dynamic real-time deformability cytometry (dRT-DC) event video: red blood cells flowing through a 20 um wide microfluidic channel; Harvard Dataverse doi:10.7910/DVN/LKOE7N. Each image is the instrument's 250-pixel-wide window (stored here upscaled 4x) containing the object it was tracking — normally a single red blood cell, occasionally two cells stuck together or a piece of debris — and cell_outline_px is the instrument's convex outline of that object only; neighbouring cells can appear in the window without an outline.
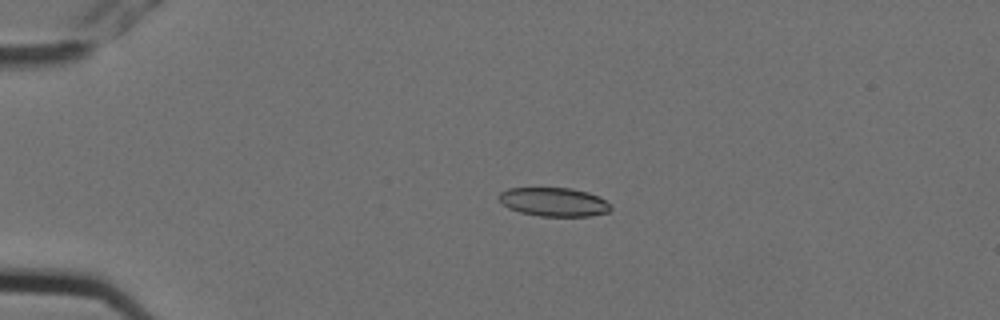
{"species": "Egyptian fruit bat (a non-hibernating species)", "species_latin": "Rousettus aegyptiacus", "temperature_condition": "cold", "stored_images_in_passage": 6, "camera_frame_rate_fps": 3000, "um_per_image_px": 0.085, "animal": {"sex": "female"}, "frame": {"image": 1, "passage_image": 4, "time_ms": 1.0, "image_size_px": [1000, 320], "cell_outline_px": [[612, 208], [608, 212], [588, 216], [540, 216], [520, 212], [508, 208], [496, 196], [500, 192], [508, 188], [572, 188], [588, 192], [600, 196], [612, 204]], "centroid_in_image_um": [47.1, 17.16], "position_along_channel_um": 37.9, "area_um2": 18.9}}
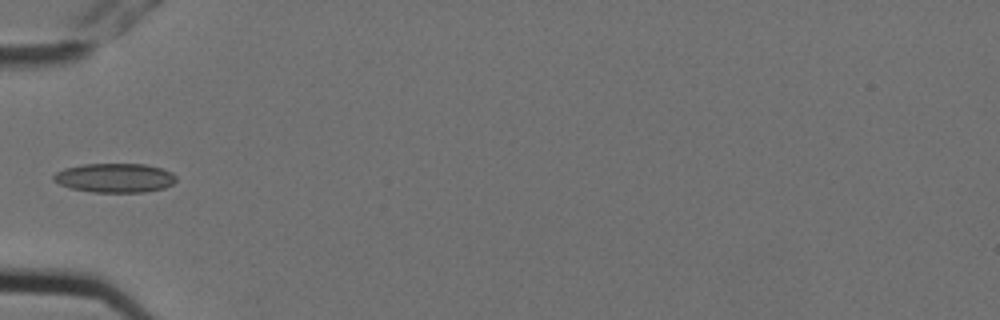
{"frame": {"image": 2, "passage_image": 6, "time_ms": 1.667, "image_size_px": [1000, 320], "cell_outline_px": [[176, 180], [172, 184], [164, 188], [144, 192], [92, 192], [72, 188], [60, 184], [52, 180], [52, 176], [56, 172], [64, 168], [84, 164], [144, 164], [160, 168], [172, 172], [176, 176]], "centroid_in_image_um": [9.75, 15.12], "position_along_channel_um": 75.2, "area_um2": 20.81}}